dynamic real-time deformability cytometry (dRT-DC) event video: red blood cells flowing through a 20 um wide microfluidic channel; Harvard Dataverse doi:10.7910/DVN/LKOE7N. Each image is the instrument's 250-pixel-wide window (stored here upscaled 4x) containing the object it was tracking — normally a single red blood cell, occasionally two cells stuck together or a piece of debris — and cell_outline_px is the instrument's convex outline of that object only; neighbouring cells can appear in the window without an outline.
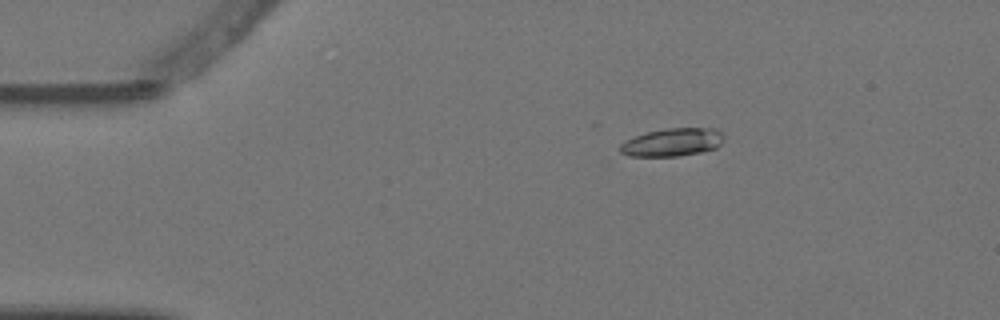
{"species": "Egyptian fruit bat (a non-hibernating species)", "species_latin": "Rousettus aegyptiacus", "temperature_condition": "warm", "stored_images_in_passage": 5, "camera_frame_rate_fps": 3000, "um_per_image_px": 0.085, "animal": {"sex": "female"}, "frame": {"image": 1, "passage_image": 3, "time_ms": 0.667, "image_size_px": [1000, 320], "cell_outline_px": [[724, 140], [716, 148], [700, 152], [680, 156], [628, 156], [620, 152], [620, 144], [636, 136], [648, 132], [668, 128], [720, 128], [724, 136]], "centroid_in_image_um": [57.21, 12.09], "position_along_channel_um": 27.8, "area_um2": 16.94}}